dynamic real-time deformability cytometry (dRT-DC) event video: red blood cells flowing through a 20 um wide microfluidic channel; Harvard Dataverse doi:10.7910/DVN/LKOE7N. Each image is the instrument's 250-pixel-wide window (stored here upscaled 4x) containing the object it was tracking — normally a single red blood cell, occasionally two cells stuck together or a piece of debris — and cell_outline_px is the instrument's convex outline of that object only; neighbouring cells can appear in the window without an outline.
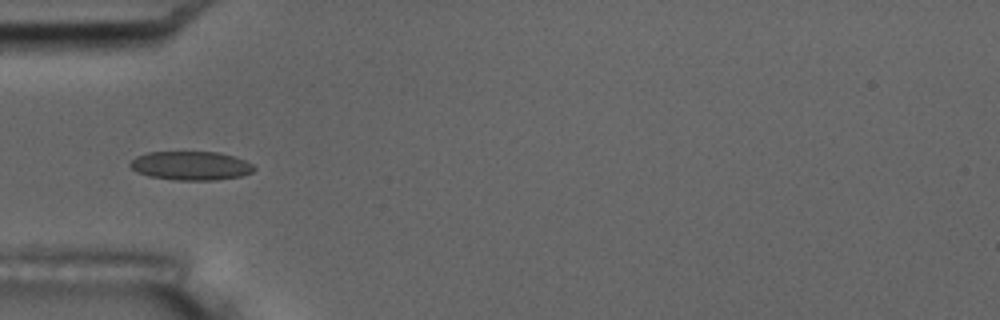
{"species": "common noctule bat (a hibernating species)", "species_latin": "Nyctalus noctula", "temperature_condition": "room temperature", "stored_images_in_passage": 6, "camera_frame_rate_fps": 3000, "um_per_image_px": 0.085, "animal": {"sex": "male", "body_mass_g": 17.5, "forearm_length_mm": 52.3}, "frame": {"image": 1, "passage_image": 6, "time_ms": 5.667, "image_size_px": [1000, 320], "cell_outline_px": [[256, 168], [252, 172], [240, 176], [216, 180], [176, 180], [148, 176], [136, 172], [128, 164], [136, 156], [148, 152], [220, 152], [244, 160], [252, 164]], "centroid_in_image_um": [16.2, 14.08], "position_along_channel_um": 68.8, "area_um2": 20.81}}